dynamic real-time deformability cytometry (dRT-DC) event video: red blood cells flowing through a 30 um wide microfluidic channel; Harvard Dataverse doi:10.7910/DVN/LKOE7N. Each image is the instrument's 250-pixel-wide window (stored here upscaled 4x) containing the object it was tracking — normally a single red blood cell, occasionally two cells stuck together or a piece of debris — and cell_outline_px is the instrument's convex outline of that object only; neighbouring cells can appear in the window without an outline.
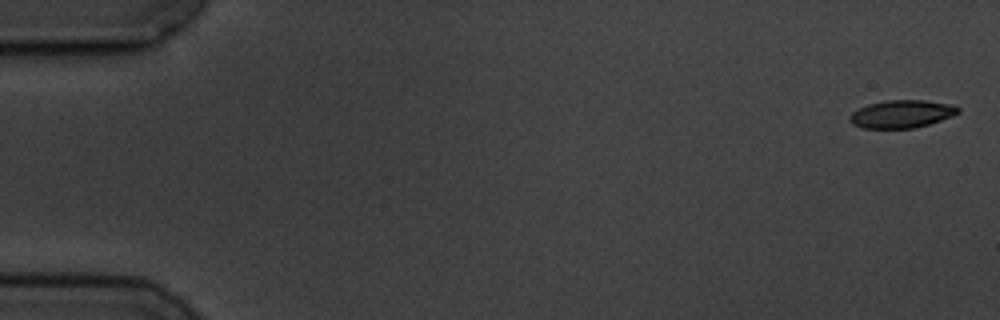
{"species": "common noctule bat (a hibernating species)", "species_latin": "Nyctalus noctula", "temperature_condition": "cold", "stored_images_in_passage": 4, "camera_frame_rate_fps": 3000, "um_per_image_px": 0.085, "animal": {"sex": "male", "body_mass_g": 19.5, "forearm_length_mm": 54.6}, "frame": {"image": 1, "passage_image": 1, "time_ms": 0.0, "image_size_px": [1000, 320], "cell_outline_px": [[960, 112], [952, 116], [928, 124], [912, 128], [864, 128], [852, 124], [848, 120], [848, 116], [852, 112], [868, 104], [884, 100], [924, 100], [956, 104], [960, 108]], "centroid_in_image_um": [76.65, 9.67], "position_along_channel_um": 8.3, "area_um2": 17.69}}
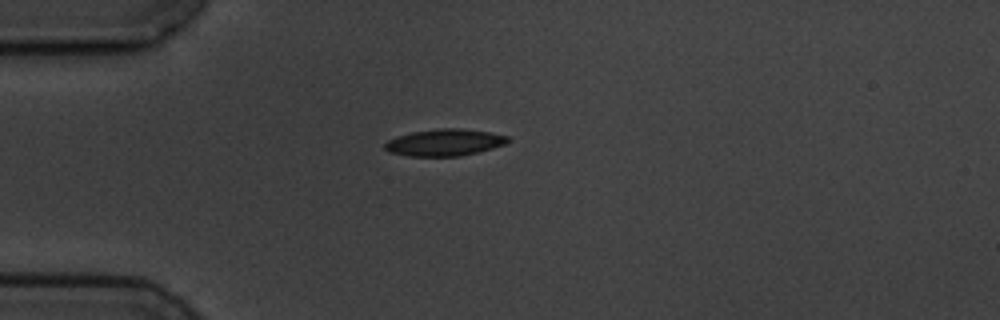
{"frame": {"image": 2, "passage_image": 4, "time_ms": 4.667, "image_size_px": [1000, 320], "cell_outline_px": [[512, 140], [504, 144], [492, 148], [460, 156], [408, 156], [388, 152], [384, 148], [384, 144], [388, 140], [396, 136], [412, 132], [440, 128], [460, 128], [492, 132], [508, 136]], "centroid_in_image_um": [37.78, 12.1], "position_along_channel_um": 47.2, "area_um2": 19.31}}